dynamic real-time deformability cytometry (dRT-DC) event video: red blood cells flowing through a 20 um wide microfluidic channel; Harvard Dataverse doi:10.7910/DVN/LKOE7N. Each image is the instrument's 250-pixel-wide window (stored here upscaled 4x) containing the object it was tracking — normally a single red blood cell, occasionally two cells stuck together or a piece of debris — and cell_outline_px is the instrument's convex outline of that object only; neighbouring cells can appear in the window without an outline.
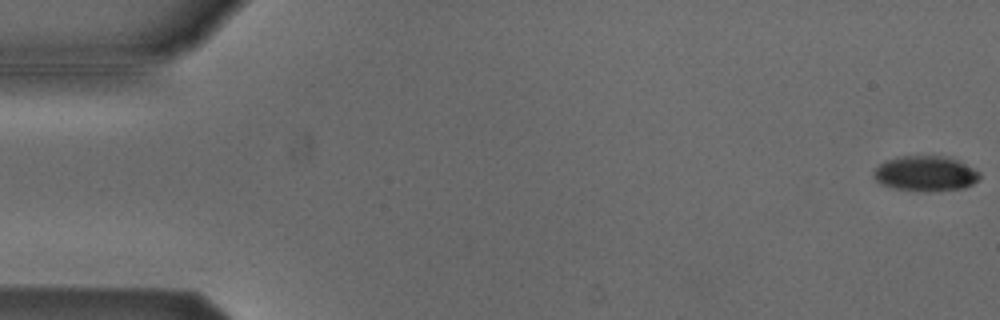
{"species": "Egyptian fruit bat (a non-hibernating species)", "species_latin": "Rousettus aegyptiacus", "temperature_condition": "cold", "stored_images_in_passage": 54, "camera_frame_rate_fps": 3000, "um_per_image_px": 0.085, "animal": {"sex": "male"}, "frame": {"image": 1, "passage_image": 1, "time_ms": 0.0, "image_size_px": [1000, 320], "cell_outline_px": [[980, 176], [972, 184], [964, 188], [928, 192], [924, 192], [892, 188], [880, 184], [872, 176], [872, 172], [880, 164], [888, 160], [904, 156], [948, 156], [980, 172]], "centroid_in_image_um": [78.63, 14.77], "position_along_channel_um": 6.4, "area_um2": 21.73}}
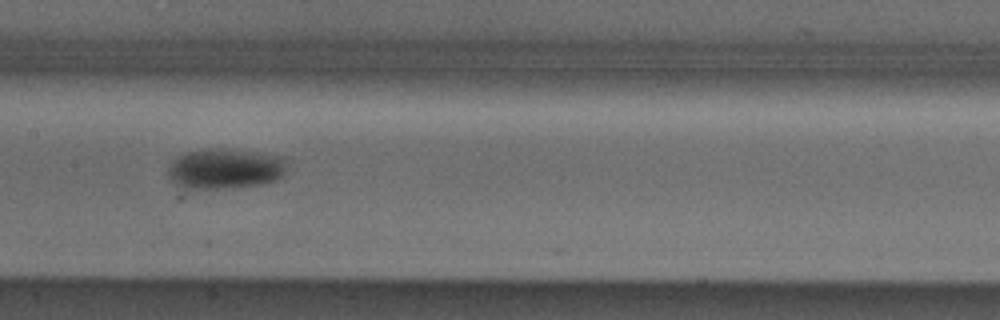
{"frame": {"image": 2, "passage_image": 27, "time_ms": 8.667, "image_size_px": [1000, 320], "cell_outline_px": [[284, 172], [276, 180], [260, 184], [216, 188], [184, 188], [168, 180], [168, 164], [176, 156], [184, 152], [204, 148], [228, 148], [284, 156]], "centroid_in_image_um": [19.04, 14.3], "position_along_channel_um": 188.4, "area_um2": 28.09}}
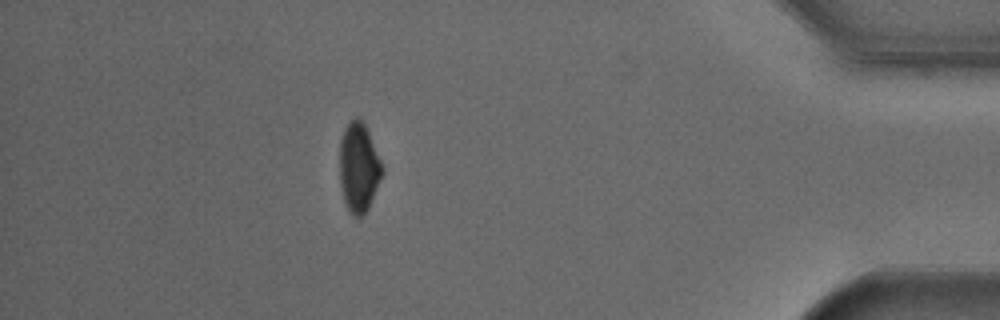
{"frame": {"image": 3, "passage_image": 48, "time_ms": 15.667, "image_size_px": [1000, 320], "cell_outline_px": [[384, 172], [368, 208], [360, 220], [352, 216], [348, 212], [344, 200], [340, 184], [340, 140], [344, 128], [356, 116], [364, 124], [368, 132], [384, 168]], "centroid_in_image_um": [30.49, 14.3], "position_along_channel_um": 404.7, "area_um2": 22.2}, "authors_computed_cell_mechanics": {"area_um2": 24.3627, "velocity_mm_per_s": 3.8124, "shape_relaxation_time_tau1_ms": 2.7393, "shape_relaxation_time_tau2_ms": null, "deformation_change_tau1": 0.0981, "deformation_change_tau2": null}}